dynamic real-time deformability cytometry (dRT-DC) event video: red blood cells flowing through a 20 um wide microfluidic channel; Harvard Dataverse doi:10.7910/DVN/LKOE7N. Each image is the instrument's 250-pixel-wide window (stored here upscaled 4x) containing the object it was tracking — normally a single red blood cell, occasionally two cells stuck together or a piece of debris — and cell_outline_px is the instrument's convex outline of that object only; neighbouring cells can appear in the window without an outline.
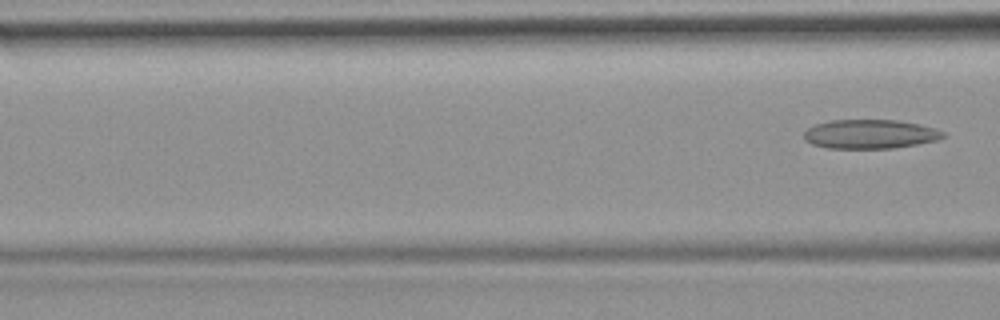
{"species": "common noctule bat (a hibernating species)", "species_latin": "Nyctalus noctula", "temperature_condition": "room temperature", "stored_images_in_passage": 6, "segment_of_instrument_passage": [2, 2], "camera_frame_rate_fps": 3000, "um_per_image_px": 0.085, "animal": {"sex": "female", "body_mass_g": 19.9}, "frame": {"image": 1, "passage_image": 6, "time_ms": 6.0, "image_size_px": [1000, 320], "cell_outline_px": [[944, 136], [936, 140], [916, 144], [892, 148], [828, 148], [812, 144], [804, 140], [804, 132], [808, 128], [816, 124], [828, 120], [896, 120], [920, 124], [936, 128], [944, 132]], "centroid_in_image_um": [73.93, 11.39], "position_along_channel_um": 92.7, "area_um2": 23.52}}